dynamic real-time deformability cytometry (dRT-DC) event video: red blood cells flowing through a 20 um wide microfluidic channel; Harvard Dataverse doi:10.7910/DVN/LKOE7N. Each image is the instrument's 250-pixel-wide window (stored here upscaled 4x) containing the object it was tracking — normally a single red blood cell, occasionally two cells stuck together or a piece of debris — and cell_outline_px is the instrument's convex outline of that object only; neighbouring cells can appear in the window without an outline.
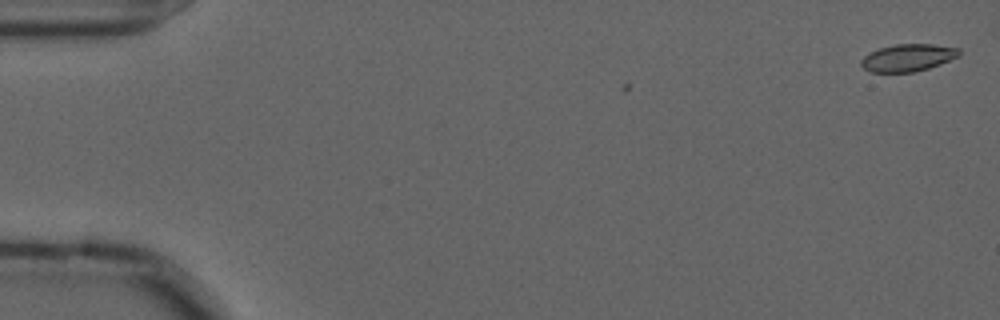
{"species": "common noctule bat (a hibernating species)", "species_latin": "Nyctalus noctula", "temperature_condition": "cold", "stored_images_in_passage": 2, "camera_frame_rate_fps": 3000, "um_per_image_px": 0.085, "animal": {"sex": "male", "forearm_length_mm": 52.5}, "frame": {"image": 1, "passage_image": 2, "time_ms": 0.333, "image_size_px": [1000, 320], "cell_outline_px": [[960, 56], [940, 64], [928, 68], [912, 72], [872, 72], [864, 68], [860, 64], [860, 60], [864, 56], [880, 48], [896, 44], [932, 44], [960, 48]], "centroid_in_image_um": [77.19, 4.9], "position_along_channel_um": 7.8, "area_um2": 15.49}}